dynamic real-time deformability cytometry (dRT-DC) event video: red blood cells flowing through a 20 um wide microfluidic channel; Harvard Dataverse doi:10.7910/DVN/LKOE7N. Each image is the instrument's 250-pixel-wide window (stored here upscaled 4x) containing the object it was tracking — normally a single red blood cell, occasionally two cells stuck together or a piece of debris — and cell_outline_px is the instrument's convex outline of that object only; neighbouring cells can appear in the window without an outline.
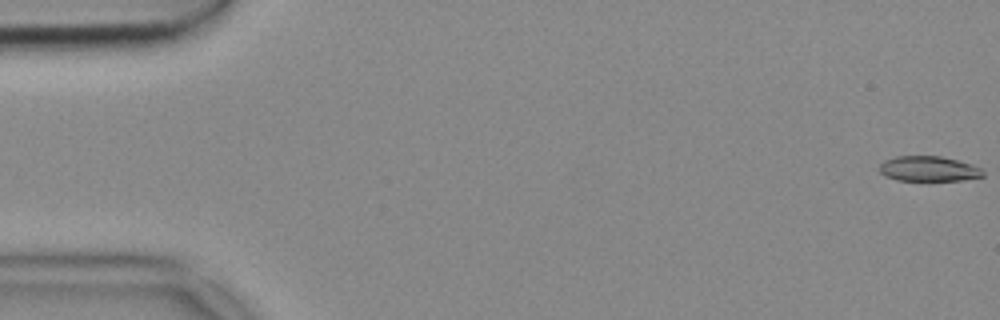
{"species": "common noctule bat (a hibernating species)", "species_latin": "Nyctalus noctula", "temperature_condition": "cold", "stored_images_in_passage": 54, "camera_frame_rate_fps": 3000, "um_per_image_px": 0.085, "animal": {"sex": "female", "body_mass_g": 18.4}, "frame": {"image": 1, "passage_image": 1, "time_ms": 0.0, "image_size_px": [1000, 320], "cell_outline_px": [[984, 176], [964, 180], [896, 180], [884, 176], [880, 172], [880, 164], [884, 160], [896, 156], [940, 156], [972, 164], [980, 168], [984, 172]], "centroid_in_image_um": [78.92, 14.34], "position_along_channel_um": 6.1, "area_um2": 15.14}}
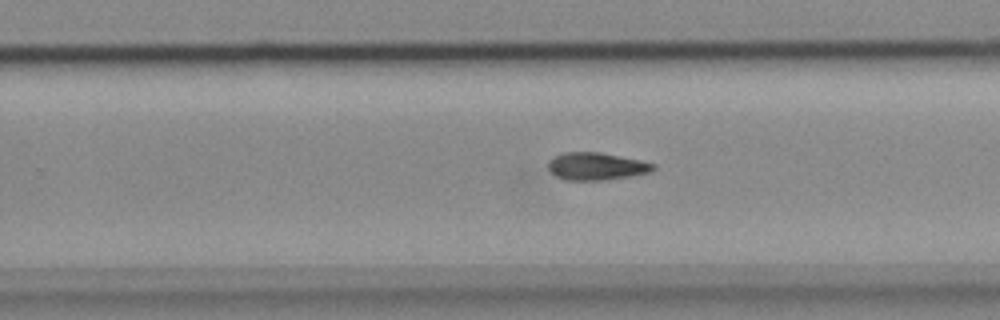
{"frame": {"image": 2, "passage_image": 34, "time_ms": 11.0, "image_size_px": [1000, 320], "cell_outline_px": [[656, 168], [652, 172], [632, 176], [604, 180], [564, 180], [556, 176], [548, 168], [548, 160], [552, 156], [564, 152], [600, 152], [656, 164]], "centroid_in_image_um": [50.67, 14.14], "position_along_channel_um": 279.1, "area_um2": 16.94}}
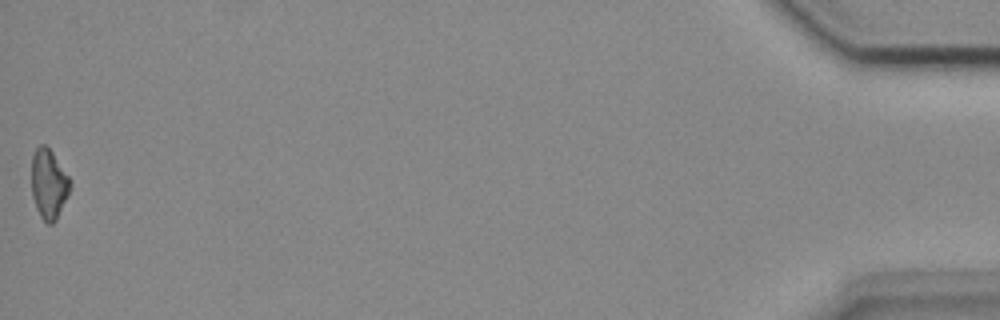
{"frame": {"image": 3, "passage_image": 54, "time_ms": 17.667, "image_size_px": [1000, 320], "cell_outline_px": [[72, 184], [68, 196], [56, 220], [52, 224], [48, 224], [40, 216], [36, 208], [32, 196], [32, 156], [36, 148], [40, 144], [44, 144], [52, 152], [72, 180]], "centroid_in_image_um": [4.16, 15.65], "position_along_channel_um": 431.0, "area_um2": 15.78}}